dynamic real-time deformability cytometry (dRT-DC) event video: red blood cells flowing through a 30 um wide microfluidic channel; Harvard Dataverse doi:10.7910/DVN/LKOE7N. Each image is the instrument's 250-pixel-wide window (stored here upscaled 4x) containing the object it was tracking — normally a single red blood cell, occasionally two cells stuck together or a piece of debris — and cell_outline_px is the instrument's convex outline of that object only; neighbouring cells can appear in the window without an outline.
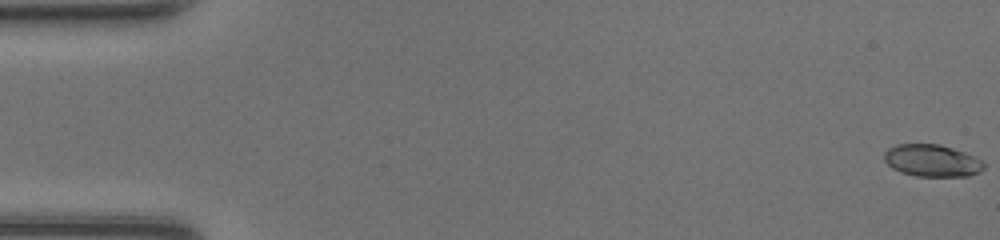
{"species": "common noctule bat (a hibernating species)", "species_latin": "Nyctalus noctula", "temperature_condition": "room temperature", "stored_images_in_passage": 48, "camera_frame_rate_fps": 3000, "um_per_image_px": 0.085, "animal": {"sex": "female", "body_mass_g": 20.0, "forearm_length_mm": 54.0}, "frame": {"image": 1, "passage_image": 1, "time_ms": 0.0, "image_size_px": [1000, 240], "cell_outline_px": [[984, 168], [980, 172], [968, 176], [916, 176], [900, 172], [892, 168], [884, 160], [884, 152], [888, 148], [896, 144], [940, 144], [964, 152], [980, 160], [984, 164]], "centroid_in_image_um": [79.19, 13.65], "position_along_channel_um": 5.8, "area_um2": 18.61}}
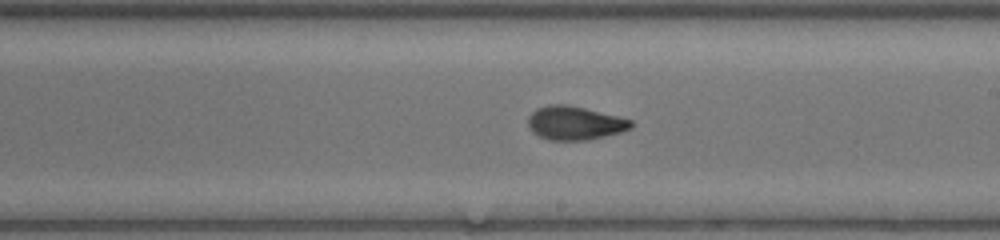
{"frame": {"image": 2, "passage_image": 28, "time_ms": 9.0, "image_size_px": [1000, 240], "cell_outline_px": [[632, 128], [620, 132], [588, 140], [548, 140], [532, 132], [528, 128], [528, 116], [536, 108], [548, 104], [568, 104], [620, 116], [632, 120]], "centroid_in_image_um": [48.84, 10.44], "position_along_channel_um": 240.2, "area_um2": 20.4}}
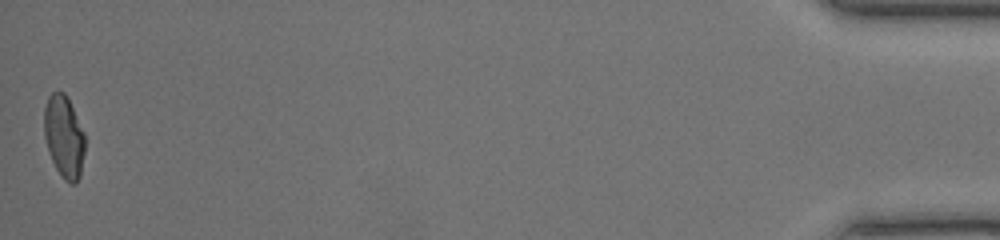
{"frame": {"image": 3, "passage_image": 48, "time_ms": 15.667, "image_size_px": [1000, 240], "cell_outline_px": [[84, 152], [80, 176], [76, 184], [72, 184], [64, 180], [56, 168], [52, 160], [44, 136], [44, 108], [48, 96], [52, 92], [64, 92], [84, 132]], "centroid_in_image_um": [5.43, 11.63], "position_along_channel_um": 429.8, "area_um2": 19.31}, "authors_computed_cell_mechanics": {"area_um2": 19.652, "velocity_mm_per_s": 4.3661, "shape_relaxation_time_tau1_ms": 2.541, "shape_relaxation_time_tau2_ms": 1.1715, "deformation_change_tau1": 0.1725, "deformation_change_tau2": 0.0655}}